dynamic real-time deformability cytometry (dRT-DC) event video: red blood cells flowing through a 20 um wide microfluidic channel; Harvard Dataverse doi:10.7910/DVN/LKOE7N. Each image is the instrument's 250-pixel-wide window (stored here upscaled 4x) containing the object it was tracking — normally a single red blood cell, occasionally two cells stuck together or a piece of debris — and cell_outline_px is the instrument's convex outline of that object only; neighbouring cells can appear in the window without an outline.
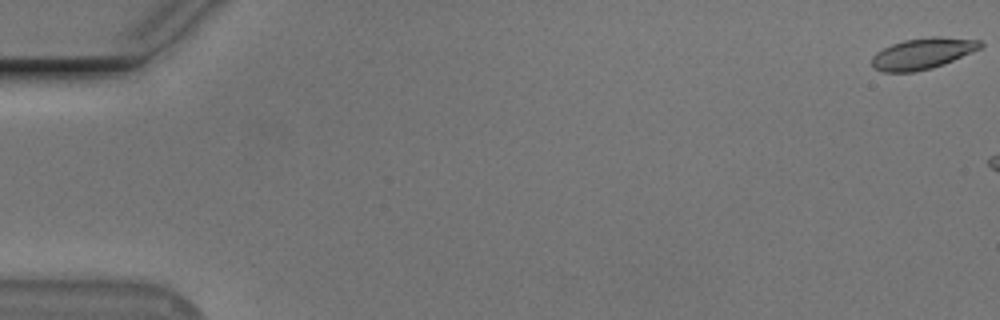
{"species": "Egyptian fruit bat (a non-hibernating species)", "species_latin": "Rousettus aegyptiacus", "temperature_condition": "cold", "stored_images_in_passage": 12, "camera_frame_rate_fps": 3000, "um_per_image_px": 0.085, "animal": {"sex": "male"}, "frame": {"image": 1, "passage_image": 1, "time_ms": 0.0, "image_size_px": [1000, 320], "cell_outline_px": [[984, 44], [980, 48], [944, 64], [932, 68], [912, 72], [884, 72], [872, 68], [872, 56], [876, 52], [892, 44], [904, 40], [932, 36], [940, 36], [980, 40]], "centroid_in_image_um": [78.4, 4.55], "position_along_channel_um": 6.6, "area_um2": 19.65}}